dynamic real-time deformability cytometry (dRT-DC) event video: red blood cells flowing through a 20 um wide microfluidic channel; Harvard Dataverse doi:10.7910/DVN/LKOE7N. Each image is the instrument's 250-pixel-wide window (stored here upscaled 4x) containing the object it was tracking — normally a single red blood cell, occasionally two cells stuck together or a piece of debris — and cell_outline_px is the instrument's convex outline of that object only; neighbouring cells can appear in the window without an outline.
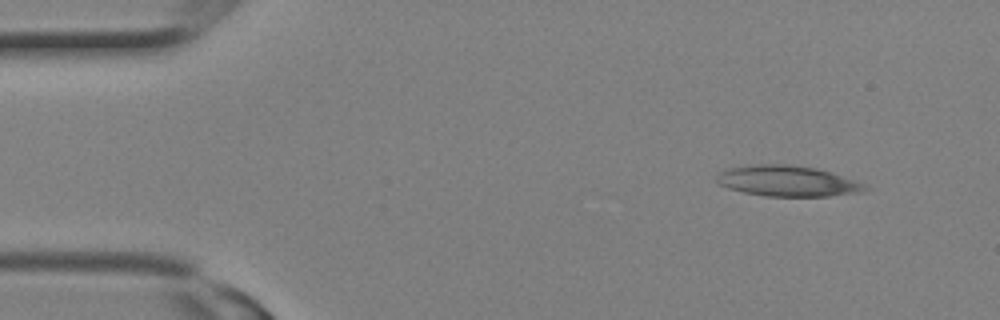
{"species": "Egyptian fruit bat (a non-hibernating species)", "species_latin": "Rousettus aegyptiacus", "temperature_condition": "room temperature", "stored_images_in_passage": 2, "camera_frame_rate_fps": 3000, "um_per_image_px": 0.085, "animal": {"sex": "female"}, "frame": {"image": 1, "passage_image": 2, "time_ms": 0.333, "image_size_px": [1000, 320], "cell_outline_px": [[868, 188], [864, 192], [828, 196], [764, 196], [744, 192], [728, 188], [720, 184], [716, 180], [716, 176], [720, 172], [732, 168], [756, 164], [788, 164], [816, 168], [864, 184]], "centroid_in_image_um": [66.92, 15.39], "position_along_channel_um": 18.1, "area_um2": 26.13}}